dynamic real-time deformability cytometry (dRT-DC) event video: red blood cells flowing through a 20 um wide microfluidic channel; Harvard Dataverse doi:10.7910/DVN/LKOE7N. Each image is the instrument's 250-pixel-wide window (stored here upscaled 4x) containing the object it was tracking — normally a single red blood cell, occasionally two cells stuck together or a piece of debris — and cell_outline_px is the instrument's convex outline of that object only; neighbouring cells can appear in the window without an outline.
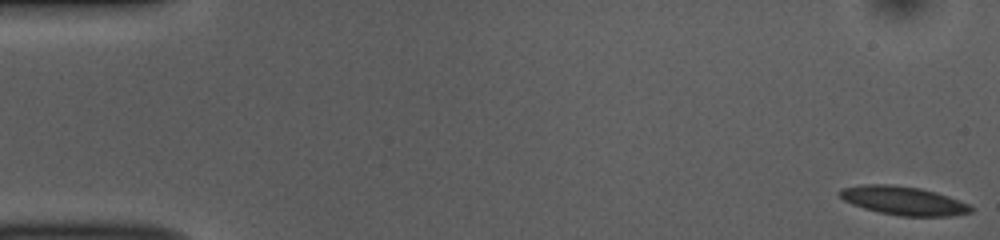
{"species": "common noctule bat (a hibernating species)", "species_latin": "Nyctalus noctula", "temperature_condition": "room temperature", "stored_images_in_passage": 53, "camera_frame_rate_fps": 3000, "um_per_image_px": 0.085, "animal": {"sex": "female", "body_mass_g": 10.0, "forearm_length_mm": 53.1}, "frame": {"image": 1, "passage_image": 1, "time_ms": 0.0, "image_size_px": [1000, 240], "cell_outline_px": [[972, 212], [948, 216], [900, 216], [880, 212], [864, 208], [852, 204], [844, 200], [840, 196], [840, 188], [864, 184], [892, 184], [920, 188], [936, 192], [948, 196], [968, 204], [972, 208]], "centroid_in_image_um": [76.78, 17.05], "position_along_channel_um": 8.2, "area_um2": 21.73}}
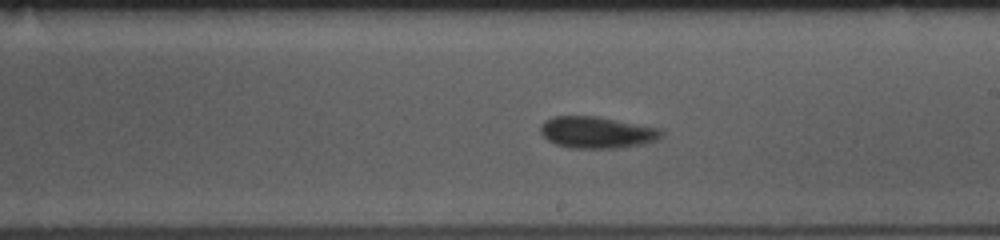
{"frame": {"image": 2, "passage_image": 30, "time_ms": 9.667, "image_size_px": [1000, 240], "cell_outline_px": [[664, 136], [656, 140], [644, 144], [620, 148], [568, 148], [556, 144], [548, 140], [540, 132], [540, 124], [544, 120], [552, 116], [596, 116], [660, 128], [664, 132]], "centroid_in_image_um": [50.74, 11.25], "position_along_channel_um": 238.3, "area_um2": 22.54}}
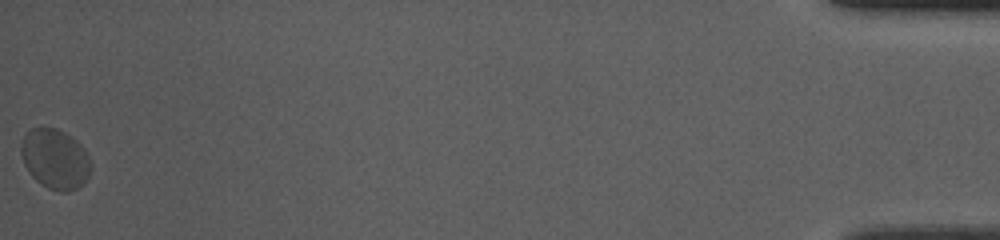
{"frame": {"image": 3, "passage_image": 53, "time_ms": 17.333, "image_size_px": [1000, 240], "cell_outline_px": [[88, 176], [76, 188], [68, 192], [60, 192], [48, 188], [40, 184], [28, 172], [24, 164], [20, 152], [20, 144], [24, 136], [32, 128], [56, 128], [64, 132], [76, 140], [84, 148], [88, 156]], "centroid_in_image_um": [4.63, 13.51], "position_along_channel_um": 430.6, "area_um2": 24.04}, "authors_computed_cell_mechanics": {"area_um2": 21.8484, "velocity_mm_per_s": 3.7677, "shape_relaxation_time_tau1_ms": 7.7802, "shape_relaxation_time_tau2_ms": 1.6211, "deformation_change_tau1": 0.1146, "deformation_change_tau2": 0.0604}}